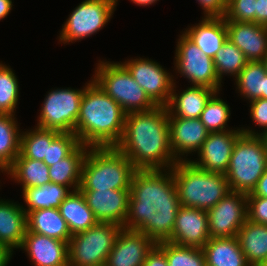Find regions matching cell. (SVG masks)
I'll list each match as a JSON object with an SVG mask.
<instances>
[{
  "instance_id": "cell-51",
  "label": "cell",
  "mask_w": 267,
  "mask_h": 266,
  "mask_svg": "<svg viewBox=\"0 0 267 266\" xmlns=\"http://www.w3.org/2000/svg\"><path fill=\"white\" fill-rule=\"evenodd\" d=\"M264 66H265V70L267 72V55L264 57V59L262 60Z\"/></svg>"
},
{
  "instance_id": "cell-26",
  "label": "cell",
  "mask_w": 267,
  "mask_h": 266,
  "mask_svg": "<svg viewBox=\"0 0 267 266\" xmlns=\"http://www.w3.org/2000/svg\"><path fill=\"white\" fill-rule=\"evenodd\" d=\"M27 230L67 243L71 232L59 208L38 209L27 214Z\"/></svg>"
},
{
  "instance_id": "cell-27",
  "label": "cell",
  "mask_w": 267,
  "mask_h": 266,
  "mask_svg": "<svg viewBox=\"0 0 267 266\" xmlns=\"http://www.w3.org/2000/svg\"><path fill=\"white\" fill-rule=\"evenodd\" d=\"M71 235L84 232L98 223L94 213L88 207L80 189L72 191L59 207Z\"/></svg>"
},
{
  "instance_id": "cell-14",
  "label": "cell",
  "mask_w": 267,
  "mask_h": 266,
  "mask_svg": "<svg viewBox=\"0 0 267 266\" xmlns=\"http://www.w3.org/2000/svg\"><path fill=\"white\" fill-rule=\"evenodd\" d=\"M240 128L224 132H209L207 139L197 152L198 159L189 161L202 170L225 175L234 145L242 134Z\"/></svg>"
},
{
  "instance_id": "cell-50",
  "label": "cell",
  "mask_w": 267,
  "mask_h": 266,
  "mask_svg": "<svg viewBox=\"0 0 267 266\" xmlns=\"http://www.w3.org/2000/svg\"><path fill=\"white\" fill-rule=\"evenodd\" d=\"M264 99H267V74L264 77Z\"/></svg>"
},
{
  "instance_id": "cell-1",
  "label": "cell",
  "mask_w": 267,
  "mask_h": 266,
  "mask_svg": "<svg viewBox=\"0 0 267 266\" xmlns=\"http://www.w3.org/2000/svg\"><path fill=\"white\" fill-rule=\"evenodd\" d=\"M179 207L171 169L136 170L131 179L124 228L140 231L156 244L168 241Z\"/></svg>"
},
{
  "instance_id": "cell-5",
  "label": "cell",
  "mask_w": 267,
  "mask_h": 266,
  "mask_svg": "<svg viewBox=\"0 0 267 266\" xmlns=\"http://www.w3.org/2000/svg\"><path fill=\"white\" fill-rule=\"evenodd\" d=\"M171 170L180 206L207 211L231 191L224 174L202 170L190 161H178Z\"/></svg>"
},
{
  "instance_id": "cell-31",
  "label": "cell",
  "mask_w": 267,
  "mask_h": 266,
  "mask_svg": "<svg viewBox=\"0 0 267 266\" xmlns=\"http://www.w3.org/2000/svg\"><path fill=\"white\" fill-rule=\"evenodd\" d=\"M15 116L0 114V171L4 174L20 154L21 129Z\"/></svg>"
},
{
  "instance_id": "cell-4",
  "label": "cell",
  "mask_w": 267,
  "mask_h": 266,
  "mask_svg": "<svg viewBox=\"0 0 267 266\" xmlns=\"http://www.w3.org/2000/svg\"><path fill=\"white\" fill-rule=\"evenodd\" d=\"M136 169L116 147H89L81 168L80 190H130Z\"/></svg>"
},
{
  "instance_id": "cell-10",
  "label": "cell",
  "mask_w": 267,
  "mask_h": 266,
  "mask_svg": "<svg viewBox=\"0 0 267 266\" xmlns=\"http://www.w3.org/2000/svg\"><path fill=\"white\" fill-rule=\"evenodd\" d=\"M83 89L57 88L47 92L36 127L56 130L61 133H74L80 110Z\"/></svg>"
},
{
  "instance_id": "cell-37",
  "label": "cell",
  "mask_w": 267,
  "mask_h": 266,
  "mask_svg": "<svg viewBox=\"0 0 267 266\" xmlns=\"http://www.w3.org/2000/svg\"><path fill=\"white\" fill-rule=\"evenodd\" d=\"M19 82L10 66L0 62V114L16 115Z\"/></svg>"
},
{
  "instance_id": "cell-17",
  "label": "cell",
  "mask_w": 267,
  "mask_h": 266,
  "mask_svg": "<svg viewBox=\"0 0 267 266\" xmlns=\"http://www.w3.org/2000/svg\"><path fill=\"white\" fill-rule=\"evenodd\" d=\"M210 239L207 211L180 206L175 219L172 237L176 245L202 248Z\"/></svg>"
},
{
  "instance_id": "cell-52",
  "label": "cell",
  "mask_w": 267,
  "mask_h": 266,
  "mask_svg": "<svg viewBox=\"0 0 267 266\" xmlns=\"http://www.w3.org/2000/svg\"><path fill=\"white\" fill-rule=\"evenodd\" d=\"M262 266H267V259H266V261L264 262V264Z\"/></svg>"
},
{
  "instance_id": "cell-12",
  "label": "cell",
  "mask_w": 267,
  "mask_h": 266,
  "mask_svg": "<svg viewBox=\"0 0 267 266\" xmlns=\"http://www.w3.org/2000/svg\"><path fill=\"white\" fill-rule=\"evenodd\" d=\"M121 63L157 106L168 104L176 81L171 72L149 58H130Z\"/></svg>"
},
{
  "instance_id": "cell-44",
  "label": "cell",
  "mask_w": 267,
  "mask_h": 266,
  "mask_svg": "<svg viewBox=\"0 0 267 266\" xmlns=\"http://www.w3.org/2000/svg\"><path fill=\"white\" fill-rule=\"evenodd\" d=\"M247 197H265L267 198V167L262 177L258 180V183L252 193L247 194Z\"/></svg>"
},
{
  "instance_id": "cell-20",
  "label": "cell",
  "mask_w": 267,
  "mask_h": 266,
  "mask_svg": "<svg viewBox=\"0 0 267 266\" xmlns=\"http://www.w3.org/2000/svg\"><path fill=\"white\" fill-rule=\"evenodd\" d=\"M227 39L236 45L248 62L262 61L267 55V27L255 22L226 21Z\"/></svg>"
},
{
  "instance_id": "cell-7",
  "label": "cell",
  "mask_w": 267,
  "mask_h": 266,
  "mask_svg": "<svg viewBox=\"0 0 267 266\" xmlns=\"http://www.w3.org/2000/svg\"><path fill=\"white\" fill-rule=\"evenodd\" d=\"M267 167V154L259 136L241 134L233 148L225 176L231 191L250 194Z\"/></svg>"
},
{
  "instance_id": "cell-40",
  "label": "cell",
  "mask_w": 267,
  "mask_h": 266,
  "mask_svg": "<svg viewBox=\"0 0 267 266\" xmlns=\"http://www.w3.org/2000/svg\"><path fill=\"white\" fill-rule=\"evenodd\" d=\"M250 103V117L254 123V125L259 126V128H262L261 130L256 131L255 129H251L250 127L246 128L241 127L242 133L246 135L251 136H259L260 134H263L265 131H267V99L264 98H258L254 99L252 101H249Z\"/></svg>"
},
{
  "instance_id": "cell-3",
  "label": "cell",
  "mask_w": 267,
  "mask_h": 266,
  "mask_svg": "<svg viewBox=\"0 0 267 266\" xmlns=\"http://www.w3.org/2000/svg\"><path fill=\"white\" fill-rule=\"evenodd\" d=\"M83 93L74 134L89 147H115L121 140L127 113L93 80Z\"/></svg>"
},
{
  "instance_id": "cell-47",
  "label": "cell",
  "mask_w": 267,
  "mask_h": 266,
  "mask_svg": "<svg viewBox=\"0 0 267 266\" xmlns=\"http://www.w3.org/2000/svg\"><path fill=\"white\" fill-rule=\"evenodd\" d=\"M12 0H0V21L7 17L13 9Z\"/></svg>"
},
{
  "instance_id": "cell-35",
  "label": "cell",
  "mask_w": 267,
  "mask_h": 266,
  "mask_svg": "<svg viewBox=\"0 0 267 266\" xmlns=\"http://www.w3.org/2000/svg\"><path fill=\"white\" fill-rule=\"evenodd\" d=\"M219 94L220 93L218 91L210 97L199 118L209 132H224L227 130H234L229 128L227 125V122H229L231 116V108L229 104H227L220 97Z\"/></svg>"
},
{
  "instance_id": "cell-2",
  "label": "cell",
  "mask_w": 267,
  "mask_h": 266,
  "mask_svg": "<svg viewBox=\"0 0 267 266\" xmlns=\"http://www.w3.org/2000/svg\"><path fill=\"white\" fill-rule=\"evenodd\" d=\"M115 147L136 170L171 169L178 161L169 144L166 106L128 113L123 136Z\"/></svg>"
},
{
  "instance_id": "cell-34",
  "label": "cell",
  "mask_w": 267,
  "mask_h": 266,
  "mask_svg": "<svg viewBox=\"0 0 267 266\" xmlns=\"http://www.w3.org/2000/svg\"><path fill=\"white\" fill-rule=\"evenodd\" d=\"M213 62L217 76L222 82L224 75H230L235 79L248 61L244 53L227 39L214 56Z\"/></svg>"
},
{
  "instance_id": "cell-24",
  "label": "cell",
  "mask_w": 267,
  "mask_h": 266,
  "mask_svg": "<svg viewBox=\"0 0 267 266\" xmlns=\"http://www.w3.org/2000/svg\"><path fill=\"white\" fill-rule=\"evenodd\" d=\"M237 239L249 266H262L267 259V225L247 220Z\"/></svg>"
},
{
  "instance_id": "cell-39",
  "label": "cell",
  "mask_w": 267,
  "mask_h": 266,
  "mask_svg": "<svg viewBox=\"0 0 267 266\" xmlns=\"http://www.w3.org/2000/svg\"><path fill=\"white\" fill-rule=\"evenodd\" d=\"M257 0H227L226 21L255 22Z\"/></svg>"
},
{
  "instance_id": "cell-36",
  "label": "cell",
  "mask_w": 267,
  "mask_h": 266,
  "mask_svg": "<svg viewBox=\"0 0 267 266\" xmlns=\"http://www.w3.org/2000/svg\"><path fill=\"white\" fill-rule=\"evenodd\" d=\"M156 245L165 253L168 266H206L202 248L180 246L168 241Z\"/></svg>"
},
{
  "instance_id": "cell-11",
  "label": "cell",
  "mask_w": 267,
  "mask_h": 266,
  "mask_svg": "<svg viewBox=\"0 0 267 266\" xmlns=\"http://www.w3.org/2000/svg\"><path fill=\"white\" fill-rule=\"evenodd\" d=\"M174 70L179 77L188 79L190 85L221 90L223 82L217 76L213 59L206 56L183 32L175 49Z\"/></svg>"
},
{
  "instance_id": "cell-33",
  "label": "cell",
  "mask_w": 267,
  "mask_h": 266,
  "mask_svg": "<svg viewBox=\"0 0 267 266\" xmlns=\"http://www.w3.org/2000/svg\"><path fill=\"white\" fill-rule=\"evenodd\" d=\"M61 132L36 127L21 131L20 154L29 159L44 161L47 159L48 147Z\"/></svg>"
},
{
  "instance_id": "cell-46",
  "label": "cell",
  "mask_w": 267,
  "mask_h": 266,
  "mask_svg": "<svg viewBox=\"0 0 267 266\" xmlns=\"http://www.w3.org/2000/svg\"><path fill=\"white\" fill-rule=\"evenodd\" d=\"M13 252L6 246L0 245V266H7L10 263Z\"/></svg>"
},
{
  "instance_id": "cell-32",
  "label": "cell",
  "mask_w": 267,
  "mask_h": 266,
  "mask_svg": "<svg viewBox=\"0 0 267 266\" xmlns=\"http://www.w3.org/2000/svg\"><path fill=\"white\" fill-rule=\"evenodd\" d=\"M266 74L262 61L247 62L234 79L236 90L240 96L248 101L264 98V77Z\"/></svg>"
},
{
  "instance_id": "cell-15",
  "label": "cell",
  "mask_w": 267,
  "mask_h": 266,
  "mask_svg": "<svg viewBox=\"0 0 267 266\" xmlns=\"http://www.w3.org/2000/svg\"><path fill=\"white\" fill-rule=\"evenodd\" d=\"M168 126L170 148L177 161H189L188 154L198 152L209 134L199 118L168 116Z\"/></svg>"
},
{
  "instance_id": "cell-13",
  "label": "cell",
  "mask_w": 267,
  "mask_h": 266,
  "mask_svg": "<svg viewBox=\"0 0 267 266\" xmlns=\"http://www.w3.org/2000/svg\"><path fill=\"white\" fill-rule=\"evenodd\" d=\"M210 238L236 237L248 220L247 194L230 191L213 208L207 210Z\"/></svg>"
},
{
  "instance_id": "cell-9",
  "label": "cell",
  "mask_w": 267,
  "mask_h": 266,
  "mask_svg": "<svg viewBox=\"0 0 267 266\" xmlns=\"http://www.w3.org/2000/svg\"><path fill=\"white\" fill-rule=\"evenodd\" d=\"M118 2L119 0H83L62 25L59 42L75 43L97 34L112 18Z\"/></svg>"
},
{
  "instance_id": "cell-21",
  "label": "cell",
  "mask_w": 267,
  "mask_h": 266,
  "mask_svg": "<svg viewBox=\"0 0 267 266\" xmlns=\"http://www.w3.org/2000/svg\"><path fill=\"white\" fill-rule=\"evenodd\" d=\"M183 33L213 59L227 40L226 20L224 17H202L199 23L188 26Z\"/></svg>"
},
{
  "instance_id": "cell-45",
  "label": "cell",
  "mask_w": 267,
  "mask_h": 266,
  "mask_svg": "<svg viewBox=\"0 0 267 266\" xmlns=\"http://www.w3.org/2000/svg\"><path fill=\"white\" fill-rule=\"evenodd\" d=\"M256 23L267 27V0L256 2Z\"/></svg>"
},
{
  "instance_id": "cell-48",
  "label": "cell",
  "mask_w": 267,
  "mask_h": 266,
  "mask_svg": "<svg viewBox=\"0 0 267 266\" xmlns=\"http://www.w3.org/2000/svg\"><path fill=\"white\" fill-rule=\"evenodd\" d=\"M157 1L159 0H131V2L139 6H149L155 4Z\"/></svg>"
},
{
  "instance_id": "cell-43",
  "label": "cell",
  "mask_w": 267,
  "mask_h": 266,
  "mask_svg": "<svg viewBox=\"0 0 267 266\" xmlns=\"http://www.w3.org/2000/svg\"><path fill=\"white\" fill-rule=\"evenodd\" d=\"M143 266H168L165 253L155 245L147 254Z\"/></svg>"
},
{
  "instance_id": "cell-29",
  "label": "cell",
  "mask_w": 267,
  "mask_h": 266,
  "mask_svg": "<svg viewBox=\"0 0 267 266\" xmlns=\"http://www.w3.org/2000/svg\"><path fill=\"white\" fill-rule=\"evenodd\" d=\"M21 190L26 205L22 204V208L26 214L38 209L59 208L72 192L68 187L53 182Z\"/></svg>"
},
{
  "instance_id": "cell-19",
  "label": "cell",
  "mask_w": 267,
  "mask_h": 266,
  "mask_svg": "<svg viewBox=\"0 0 267 266\" xmlns=\"http://www.w3.org/2000/svg\"><path fill=\"white\" fill-rule=\"evenodd\" d=\"M21 250L34 266H69L68 243L26 231Z\"/></svg>"
},
{
  "instance_id": "cell-23",
  "label": "cell",
  "mask_w": 267,
  "mask_h": 266,
  "mask_svg": "<svg viewBox=\"0 0 267 266\" xmlns=\"http://www.w3.org/2000/svg\"><path fill=\"white\" fill-rule=\"evenodd\" d=\"M27 231V214L18 202L0 199V245L13 253L22 245Z\"/></svg>"
},
{
  "instance_id": "cell-8",
  "label": "cell",
  "mask_w": 267,
  "mask_h": 266,
  "mask_svg": "<svg viewBox=\"0 0 267 266\" xmlns=\"http://www.w3.org/2000/svg\"><path fill=\"white\" fill-rule=\"evenodd\" d=\"M121 226L98 222L68 242L69 266H105Z\"/></svg>"
},
{
  "instance_id": "cell-22",
  "label": "cell",
  "mask_w": 267,
  "mask_h": 266,
  "mask_svg": "<svg viewBox=\"0 0 267 266\" xmlns=\"http://www.w3.org/2000/svg\"><path fill=\"white\" fill-rule=\"evenodd\" d=\"M176 87V82H174L166 108L168 116L184 119L200 118L207 101L216 92L209 87L191 85L185 90L183 89L182 92L178 91L177 93Z\"/></svg>"
},
{
  "instance_id": "cell-38",
  "label": "cell",
  "mask_w": 267,
  "mask_h": 266,
  "mask_svg": "<svg viewBox=\"0 0 267 266\" xmlns=\"http://www.w3.org/2000/svg\"><path fill=\"white\" fill-rule=\"evenodd\" d=\"M79 144L74 133H60L48 147L47 159H44V164L48 167L56 164L67 157Z\"/></svg>"
},
{
  "instance_id": "cell-25",
  "label": "cell",
  "mask_w": 267,
  "mask_h": 266,
  "mask_svg": "<svg viewBox=\"0 0 267 266\" xmlns=\"http://www.w3.org/2000/svg\"><path fill=\"white\" fill-rule=\"evenodd\" d=\"M202 250L206 266H249L237 237L210 238Z\"/></svg>"
},
{
  "instance_id": "cell-18",
  "label": "cell",
  "mask_w": 267,
  "mask_h": 266,
  "mask_svg": "<svg viewBox=\"0 0 267 266\" xmlns=\"http://www.w3.org/2000/svg\"><path fill=\"white\" fill-rule=\"evenodd\" d=\"M98 222L124 228L130 190H81Z\"/></svg>"
},
{
  "instance_id": "cell-42",
  "label": "cell",
  "mask_w": 267,
  "mask_h": 266,
  "mask_svg": "<svg viewBox=\"0 0 267 266\" xmlns=\"http://www.w3.org/2000/svg\"><path fill=\"white\" fill-rule=\"evenodd\" d=\"M204 10V17H224L227 10V0H196Z\"/></svg>"
},
{
  "instance_id": "cell-49",
  "label": "cell",
  "mask_w": 267,
  "mask_h": 266,
  "mask_svg": "<svg viewBox=\"0 0 267 266\" xmlns=\"http://www.w3.org/2000/svg\"><path fill=\"white\" fill-rule=\"evenodd\" d=\"M259 137L262 139L264 148L267 154V131H265L263 134H260Z\"/></svg>"
},
{
  "instance_id": "cell-16",
  "label": "cell",
  "mask_w": 267,
  "mask_h": 266,
  "mask_svg": "<svg viewBox=\"0 0 267 266\" xmlns=\"http://www.w3.org/2000/svg\"><path fill=\"white\" fill-rule=\"evenodd\" d=\"M156 243L140 231L121 228L105 266H143Z\"/></svg>"
},
{
  "instance_id": "cell-28",
  "label": "cell",
  "mask_w": 267,
  "mask_h": 266,
  "mask_svg": "<svg viewBox=\"0 0 267 266\" xmlns=\"http://www.w3.org/2000/svg\"><path fill=\"white\" fill-rule=\"evenodd\" d=\"M89 146L79 144L67 157L49 166L51 182L78 190L81 182V168ZM73 188V189H72Z\"/></svg>"
},
{
  "instance_id": "cell-6",
  "label": "cell",
  "mask_w": 267,
  "mask_h": 266,
  "mask_svg": "<svg viewBox=\"0 0 267 266\" xmlns=\"http://www.w3.org/2000/svg\"><path fill=\"white\" fill-rule=\"evenodd\" d=\"M92 76L98 86L115 100L128 114L148 111L157 105L133 79L127 68L120 62L99 60Z\"/></svg>"
},
{
  "instance_id": "cell-30",
  "label": "cell",
  "mask_w": 267,
  "mask_h": 266,
  "mask_svg": "<svg viewBox=\"0 0 267 266\" xmlns=\"http://www.w3.org/2000/svg\"><path fill=\"white\" fill-rule=\"evenodd\" d=\"M6 174L11 181L19 183L22 189L38 187L51 182L49 167L43 161L25 158L21 154L14 160Z\"/></svg>"
},
{
  "instance_id": "cell-41",
  "label": "cell",
  "mask_w": 267,
  "mask_h": 266,
  "mask_svg": "<svg viewBox=\"0 0 267 266\" xmlns=\"http://www.w3.org/2000/svg\"><path fill=\"white\" fill-rule=\"evenodd\" d=\"M247 214L250 222L267 225V198L247 197Z\"/></svg>"
}]
</instances>
